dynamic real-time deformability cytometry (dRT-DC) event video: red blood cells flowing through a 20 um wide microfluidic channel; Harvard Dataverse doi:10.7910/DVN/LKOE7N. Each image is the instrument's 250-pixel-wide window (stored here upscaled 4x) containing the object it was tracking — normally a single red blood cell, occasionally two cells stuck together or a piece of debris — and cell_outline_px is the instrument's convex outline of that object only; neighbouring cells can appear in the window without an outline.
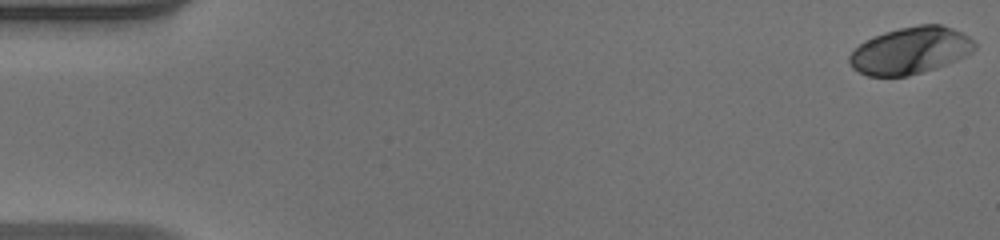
{"species": "human", "species_latin": "Homo sapiens", "temperature_condition": "warm", "stored_images_in_passage": 52, "camera_frame_rate_fps": 3000, "um_per_image_px": 0.085, "donor": {"sex": "male"}, "frame": {"image": 1, "passage_image": 1, "time_ms": 0.0, "image_size_px": [1000, 240], "cell_outline_px": [[976, 48], [972, 52], [956, 60], [936, 68], [908, 76], [868, 76], [852, 68], [848, 60], [848, 56], [864, 40], [884, 32], [900, 28], [920, 24], [940, 24], [952, 28], [968, 36], [976, 44]], "centroid_in_image_um": [77.37, 4.3], "position_along_channel_um": 7.6, "area_um2": 34.16}}
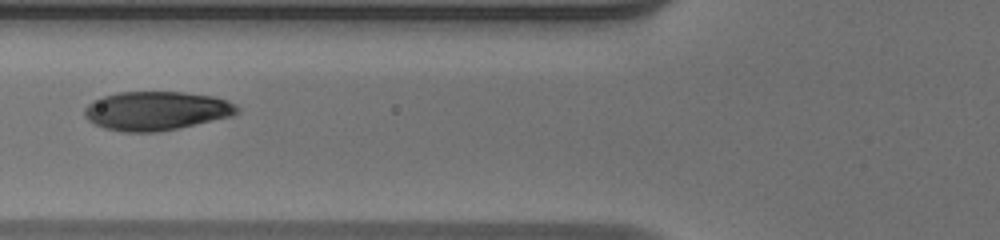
{"frame": {"image": 2, "passage_image": 21, "time_ms": 6.667, "image_size_px": [1000, 240], "cell_outline_px": [[240, 112], [232, 116], [176, 128], [156, 132], [124, 132], [104, 128], [88, 120], [84, 116], [84, 108], [92, 100], [104, 96], [120, 92], [184, 92], [212, 96], [224, 100], [240, 108]], "centroid_in_image_um": [13.25, 9.42], "position_along_channel_um": 112.6, "area_um2": 34.33}}
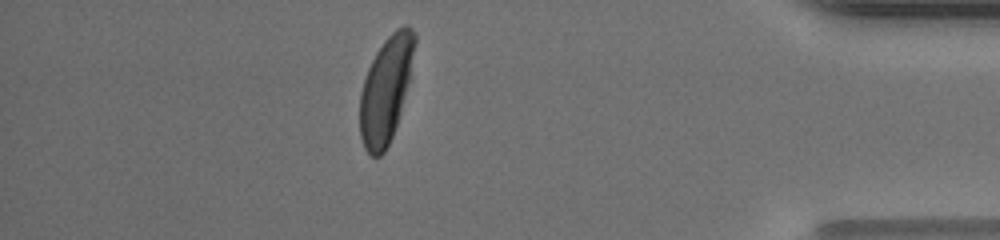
{"frame": {"image": 3, "passage_image": 46, "time_ms": 15.0, "image_size_px": [1000, 240], "cell_outline_px": [[416, 40], [408, 80], [400, 112], [392, 136], [384, 152], [380, 156], [372, 156], [364, 148], [360, 136], [360, 92], [368, 68], [376, 52], [384, 40], [396, 28], [404, 24], [408, 24], [416, 32]], "centroid_in_image_um": [32.78, 7.58], "position_along_channel_um": 402.4, "area_um2": 33.35}, "authors_computed_cell_mechanics": {"area_um2": 34.391, "velocity_mm_per_s": 3.961, "shape_relaxation_time_tau1_ms": 3.0871, "shape_relaxation_time_tau2_ms": null, "deformation_change_tau1": 0.1975, "deformation_change_tau2": null}}